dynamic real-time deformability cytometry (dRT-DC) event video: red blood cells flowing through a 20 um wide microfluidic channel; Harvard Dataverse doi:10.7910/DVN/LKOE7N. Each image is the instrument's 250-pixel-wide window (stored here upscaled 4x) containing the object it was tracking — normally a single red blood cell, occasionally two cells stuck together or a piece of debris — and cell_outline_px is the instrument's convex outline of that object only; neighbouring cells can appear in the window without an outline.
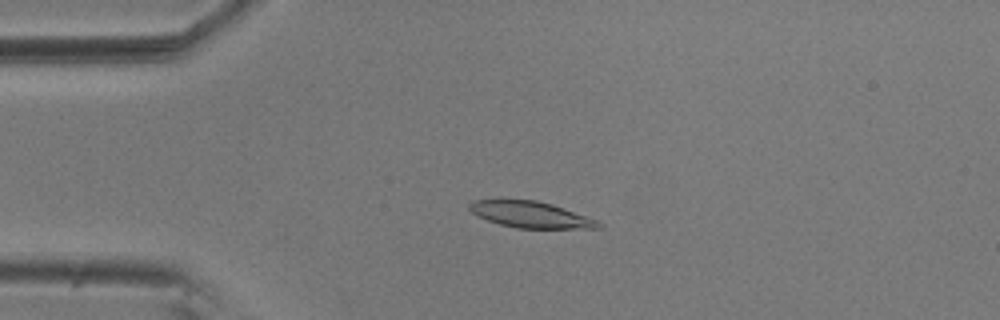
{"species": "common noctule bat (a hibernating species)", "species_latin": "Nyctalus noctula", "temperature_condition": "room temperature", "stored_images_in_passage": 47, "camera_frame_rate_fps": 3000, "um_per_image_px": 0.085, "animal": {"sex": "male", "body_mass_g": 20.5, "forearm_length_mm": 52.5}, "frame": {"image": 1, "passage_image": 4, "time_ms": 1.0, "image_size_px": [1000, 320], "cell_outline_px": [[604, 224], [600, 228], [516, 228], [500, 224], [488, 220], [472, 212], [468, 208], [468, 204], [472, 200], [536, 200], [552, 204], [596, 220]], "centroid_in_image_um": [45.1, 18.24], "position_along_channel_um": 39.9, "area_um2": 19.42}}
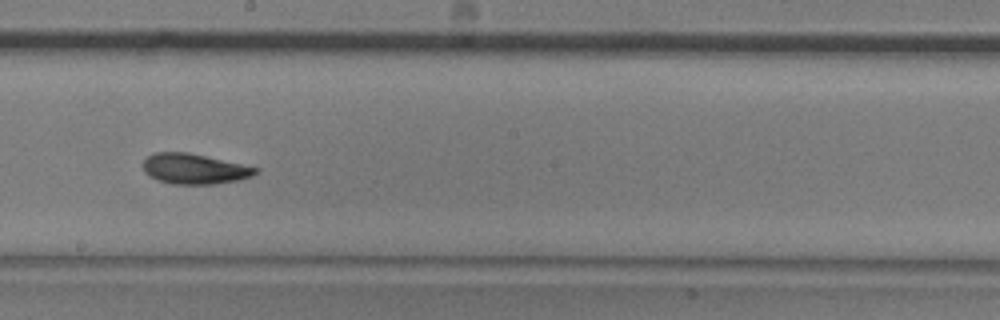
{"frame": {"image": 2, "passage_image": 22, "time_ms": 7.0, "image_size_px": [1000, 320], "cell_outline_px": [[260, 168], [252, 176], [240, 180], [212, 184], [172, 184], [156, 180], [148, 176], [144, 172], [140, 164], [148, 156], [156, 152], [188, 152]], "centroid_in_image_um": [16.47, 14.35], "position_along_channel_um": 231.7, "area_um2": 20.06}}
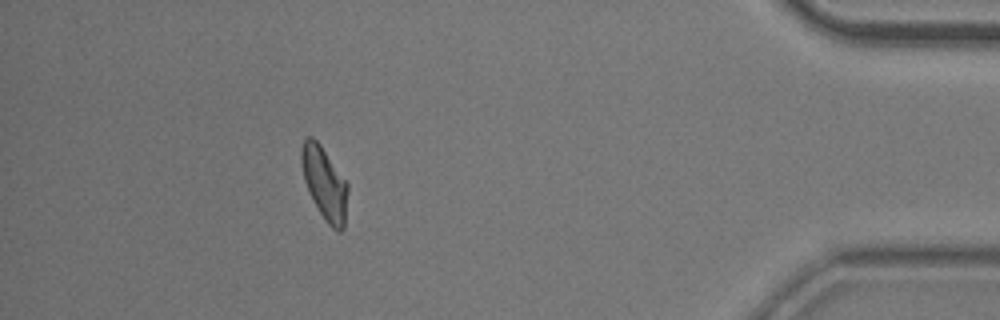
{"frame": {"image": 3, "passage_image": 41, "time_ms": 13.333, "image_size_px": [1000, 320], "cell_outline_px": [[348, 192], [344, 228], [340, 232], [332, 228], [328, 224], [312, 200], [308, 192], [304, 180], [300, 160], [300, 148], [304, 140], [308, 136], [312, 136], [320, 144], [348, 184]], "centroid_in_image_um": [27.57, 15.58], "position_along_channel_um": 407.6, "area_um2": 19.65}, "authors_computed_cell_mechanics": {"area_um2": 19.4786, "velocity_mm_per_s": 3.608, "shape_relaxation_time_tau1_ms": 7.7111, "shape_relaxation_time_tau2_ms": 3.4326, "deformation_change_tau1": 0.1922, "deformation_change_tau2": 0.0895}}